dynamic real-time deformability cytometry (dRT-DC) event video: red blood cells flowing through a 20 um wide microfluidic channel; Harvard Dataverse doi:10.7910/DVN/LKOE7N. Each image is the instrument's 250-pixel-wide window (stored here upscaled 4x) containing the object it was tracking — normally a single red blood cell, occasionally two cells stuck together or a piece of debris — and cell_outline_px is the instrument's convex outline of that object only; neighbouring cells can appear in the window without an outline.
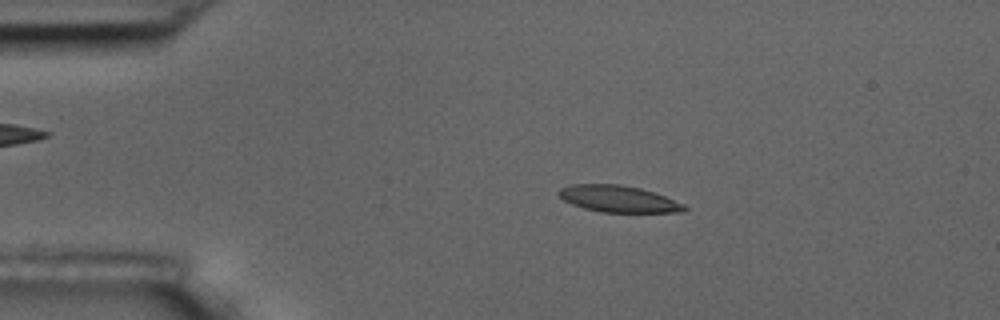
{"species": "common noctule bat (a hibernating species)", "species_latin": "Nyctalus noctula", "temperature_condition": "room temperature", "stored_images_in_passage": 4, "camera_frame_rate_fps": 3000, "um_per_image_px": 0.085, "animal": {"sex": "male", "body_mass_g": 17.5, "forearm_length_mm": 52.3}, "frame": {"image": 1, "passage_image": 2, "time_ms": 1.333, "image_size_px": [1000, 320], "cell_outline_px": [[688, 208], [684, 212], [600, 212], [584, 208], [572, 204], [564, 200], [556, 192], [560, 188], [568, 184], [620, 184], [640, 188], [664, 196], [684, 204]], "centroid_in_image_um": [52.54, 16.9], "position_along_channel_um": 32.5, "area_um2": 19.48}}